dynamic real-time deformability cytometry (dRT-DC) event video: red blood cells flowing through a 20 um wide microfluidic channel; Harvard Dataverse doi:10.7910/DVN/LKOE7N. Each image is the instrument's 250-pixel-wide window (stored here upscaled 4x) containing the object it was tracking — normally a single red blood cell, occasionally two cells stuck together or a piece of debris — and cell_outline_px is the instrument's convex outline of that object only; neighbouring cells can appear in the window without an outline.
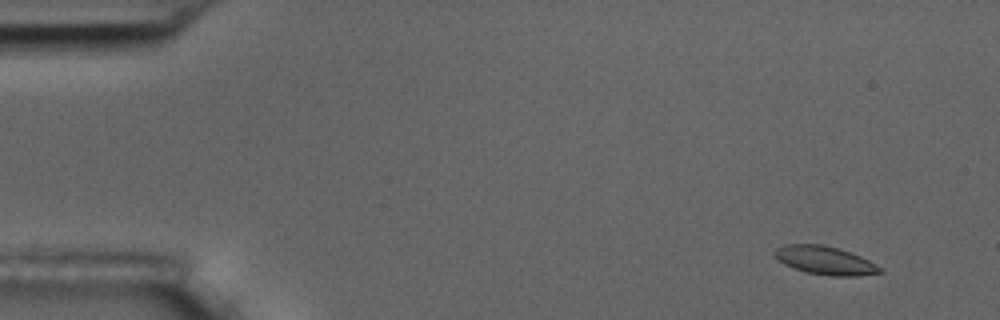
{"species": "common noctule bat (a hibernating species)", "species_latin": "Nyctalus noctula", "temperature_condition": "room temperature", "stored_images_in_passage": 10, "camera_frame_rate_fps": 3000, "um_per_image_px": 0.085, "animal": {"sex": "male", "body_mass_g": 17.5, "forearm_length_mm": 52.3}, "frame": {"image": 1, "passage_image": 2, "time_ms": 1.0, "image_size_px": [1000, 320], "cell_outline_px": [[884, 272], [860, 276], [832, 276], [808, 272], [784, 264], [772, 252], [776, 248], [784, 244], [824, 244], [852, 252], [868, 260], [880, 268]], "centroid_in_image_um": [70.14, 22.12], "position_along_channel_um": 14.9, "area_um2": 17.28}}
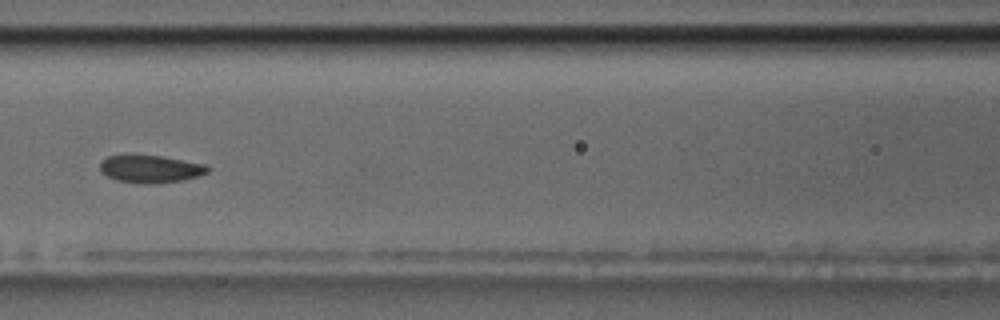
{"frame": {"image": 2, "passage_image": 8, "time_ms": 8.0, "image_size_px": [1000, 320], "cell_outline_px": [[208, 172], [196, 176], [180, 180], [152, 184], [148, 184], [116, 180], [100, 172], [100, 164], [108, 156], [160, 156], [208, 164]], "centroid_in_image_um": [12.8, 14.36], "position_along_channel_um": 153.8, "area_um2": 16.88}}
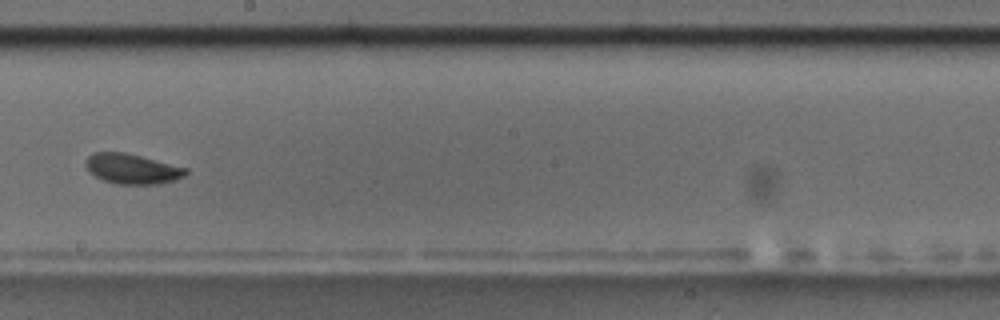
{"frame": {"image": 3, "passage_image": 10, "time_ms": 10.333, "image_size_px": [1000, 320], "cell_outline_px": [[188, 172], [184, 176], [176, 180], [160, 184], [116, 184], [104, 180], [88, 172], [84, 164], [84, 160], [92, 152], [124, 152], [188, 168]], "centroid_in_image_um": [11.21, 14.35], "position_along_channel_um": 237.0, "area_um2": 17.69}}